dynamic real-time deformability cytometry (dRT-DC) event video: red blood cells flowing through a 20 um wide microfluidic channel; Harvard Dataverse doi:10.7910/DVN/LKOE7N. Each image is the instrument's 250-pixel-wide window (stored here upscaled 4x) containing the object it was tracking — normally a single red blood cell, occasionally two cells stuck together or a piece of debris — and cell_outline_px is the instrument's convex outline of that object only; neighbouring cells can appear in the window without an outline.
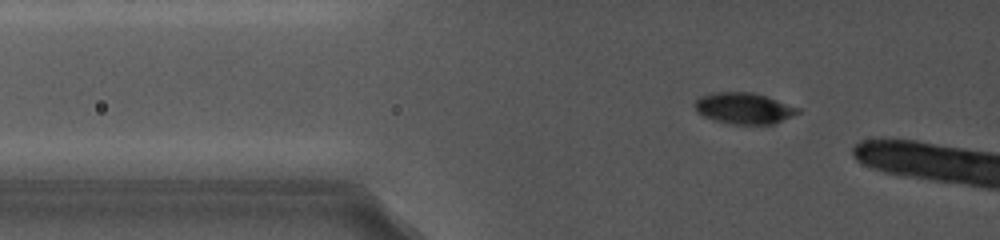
{"species": "common noctule bat (a hibernating species)", "species_latin": "Nyctalus noctula", "temperature_condition": "cold", "stored_images_in_passage": 21, "camera_frame_rate_fps": 5000, "um_per_image_px": 0.085, "animal": {"sex": "female", "body_mass_g": 19.0, "forearm_length_mm": 56.7}, "frame": {"image": 1, "passage_image": 10, "time_ms": 3.2, "image_size_px": [1000, 240], "cell_outline_px": [[800, 112], [772, 124], [732, 124], [716, 120], [704, 116], [696, 112], [692, 104], [700, 96], [712, 92], [752, 92], [800, 108]], "centroid_in_image_um": [63.17, 9.19], "position_along_channel_um": 62.6, "area_um2": 18.55}}